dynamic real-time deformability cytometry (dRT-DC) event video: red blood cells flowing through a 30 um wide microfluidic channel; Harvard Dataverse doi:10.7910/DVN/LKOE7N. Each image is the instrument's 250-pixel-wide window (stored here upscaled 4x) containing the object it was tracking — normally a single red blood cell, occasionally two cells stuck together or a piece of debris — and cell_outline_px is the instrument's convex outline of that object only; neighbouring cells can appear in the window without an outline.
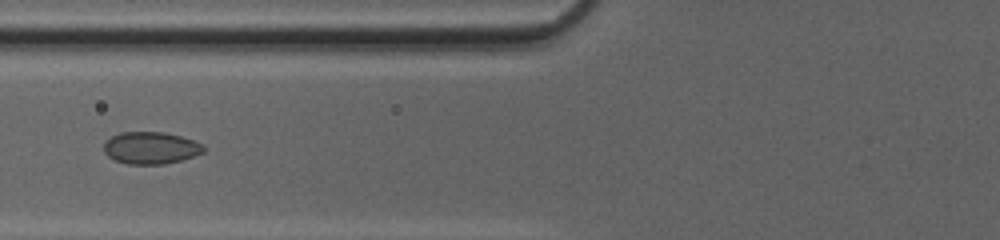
{"species": "common noctule bat (a hibernating species)", "species_latin": "Nyctalus noctula", "temperature_condition": "cold", "stored_images_in_passage": 10, "camera_frame_rate_fps": 3000, "um_per_image_px": 0.085, "animal": {"sex": "female", "body_mass_g": 20.0, "forearm_length_mm": 54.0}, "frame": {"image": 1, "passage_image": 5, "time_ms": 1.333, "image_size_px": [1000, 240], "cell_outline_px": [[208, 148], [204, 152], [180, 160], [164, 164], [128, 164], [116, 160], [108, 156], [104, 152], [104, 144], [112, 136], [120, 132], [164, 132], [180, 136], [204, 144]], "centroid_in_image_um": [12.84, 12.57], "position_along_channel_um": 113.0, "area_um2": 18.61}}